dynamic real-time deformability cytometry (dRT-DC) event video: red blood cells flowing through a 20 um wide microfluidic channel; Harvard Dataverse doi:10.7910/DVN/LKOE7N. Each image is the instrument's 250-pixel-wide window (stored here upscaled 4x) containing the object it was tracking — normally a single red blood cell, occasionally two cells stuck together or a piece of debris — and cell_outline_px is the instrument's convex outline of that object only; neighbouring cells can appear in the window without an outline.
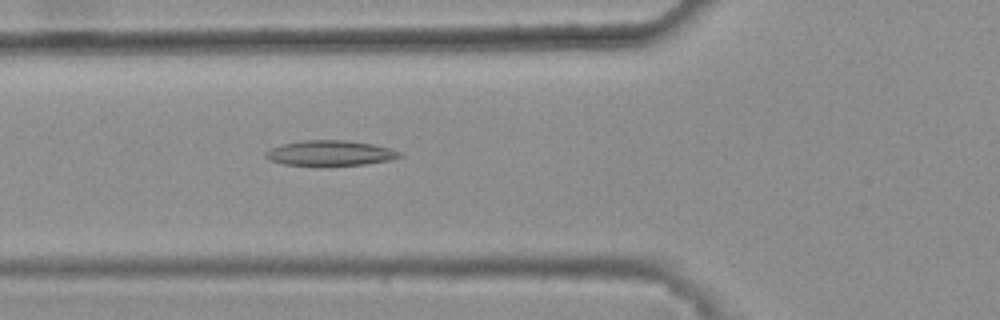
{"species": "common noctule bat (a hibernating species)", "species_latin": "Nyctalus noctula", "temperature_condition": "warm", "stored_images_in_passage": 46, "camera_frame_rate_fps": 3000, "um_per_image_px": 0.085, "animal": {"sex": "female", "body_mass_g": 25.1}, "frame": {"image": 1, "passage_image": 19, "time_ms": 6.0, "image_size_px": [1000, 320], "cell_outline_px": [[404, 156], [388, 160], [364, 164], [284, 164], [272, 160], [264, 156], [264, 152], [280, 144], [300, 140], [344, 140], [372, 144], [388, 148], [400, 152]], "centroid_in_image_um": [28.04, 12.98], "position_along_channel_um": 97.8, "area_um2": 19.13}}
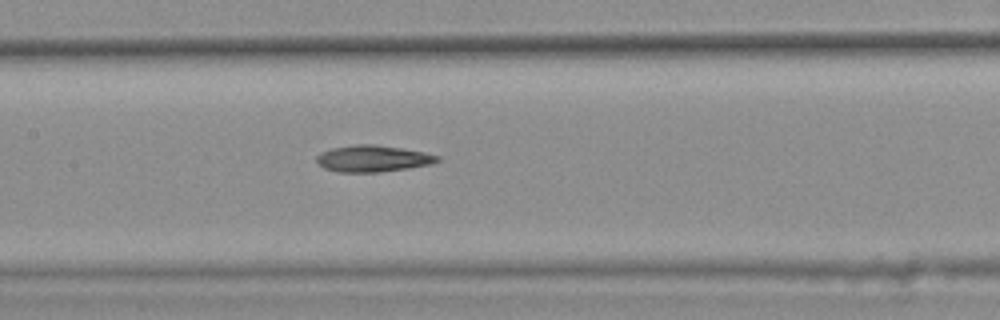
{"frame": {"image": 2, "passage_image": 25, "time_ms": 8.0, "image_size_px": [1000, 320], "cell_outline_px": [[444, 160], [432, 164], [408, 168], [380, 172], [340, 172], [324, 168], [316, 164], [316, 156], [320, 152], [332, 148], [356, 144], [376, 144], [424, 152], [440, 156]], "centroid_in_image_um": [31.7, 13.48], "position_along_channel_um": 175.7, "area_um2": 18.9}}
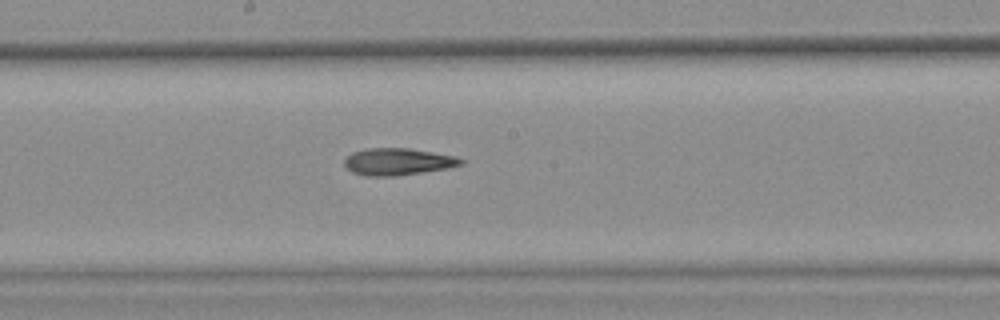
{"frame": {"image": 3, "passage_image": 28, "time_ms": 9.0, "image_size_px": [1000, 320], "cell_outline_px": [[464, 164], [448, 168], [396, 176], [364, 176], [352, 172], [344, 164], [344, 160], [352, 152], [368, 148], [408, 148], [456, 156], [464, 160]], "centroid_in_image_um": [33.82, 13.74], "position_along_channel_um": 214.4, "area_um2": 18.32}}